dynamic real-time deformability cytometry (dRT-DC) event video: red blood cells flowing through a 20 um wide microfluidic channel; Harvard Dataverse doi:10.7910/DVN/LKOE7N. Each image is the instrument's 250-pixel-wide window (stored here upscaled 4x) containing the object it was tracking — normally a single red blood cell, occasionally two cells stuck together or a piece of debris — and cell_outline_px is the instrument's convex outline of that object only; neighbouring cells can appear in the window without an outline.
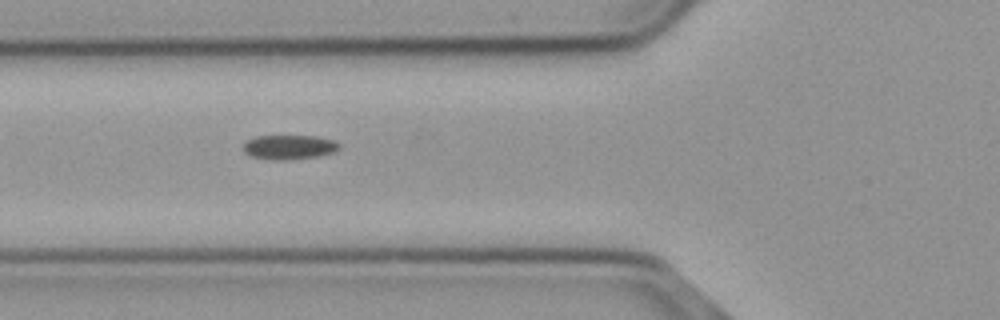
{"species": "common noctule bat (a hibernating species)", "species_latin": "Nyctalus noctula", "temperature_condition": "cold", "stored_images_in_passage": 35, "camera_frame_rate_fps": 3000, "um_per_image_px": 0.085, "animal": {"sex": "male", "body_mass_g": 23.1, "forearm_length_mm": 52.7}, "frame": {"image": 1, "passage_image": 3, "time_ms": 0.667, "image_size_px": [1000, 320], "cell_outline_px": [[340, 148], [332, 152], [316, 156], [284, 160], [272, 160], [252, 156], [244, 152], [244, 144], [248, 140], [256, 136], [316, 136], [332, 140], [340, 144]], "centroid_in_image_um": [24.57, 12.5], "position_along_channel_um": 101.2, "area_um2": 13.41}}
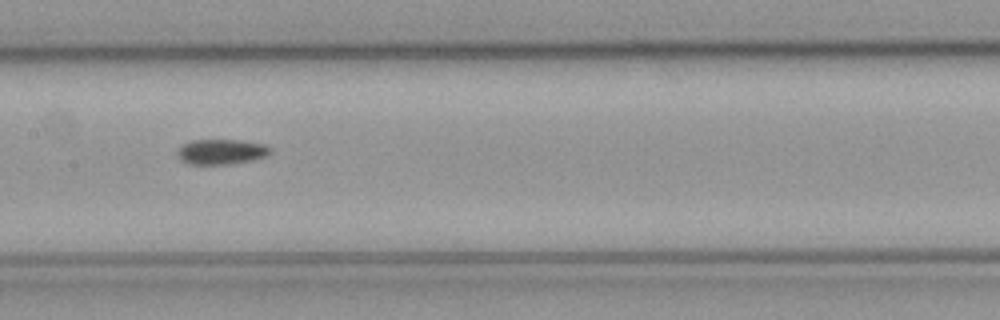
{"frame": {"image": 2, "passage_image": 10, "time_ms": 3.0, "image_size_px": [1000, 320], "cell_outline_px": [[272, 148], [264, 156], [252, 160], [228, 164], [188, 164], [180, 160], [176, 156], [176, 152], [184, 144], [192, 140], [240, 140], [264, 144]], "centroid_in_image_um": [18.76, 12.9], "position_along_channel_um": 188.6, "area_um2": 13.53}}
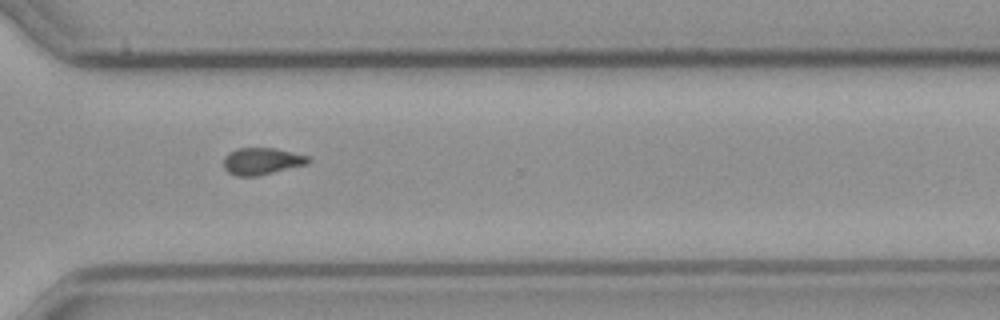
{"frame": {"image": 3, "passage_image": 23, "time_ms": 7.333, "image_size_px": [1000, 320], "cell_outline_px": [[308, 164], [256, 176], [236, 176], [228, 172], [224, 168], [224, 156], [228, 152], [240, 148], [276, 148], [308, 156]], "centroid_in_image_um": [22.22, 13.7], "position_along_channel_um": 348.4, "area_um2": 13.18}}